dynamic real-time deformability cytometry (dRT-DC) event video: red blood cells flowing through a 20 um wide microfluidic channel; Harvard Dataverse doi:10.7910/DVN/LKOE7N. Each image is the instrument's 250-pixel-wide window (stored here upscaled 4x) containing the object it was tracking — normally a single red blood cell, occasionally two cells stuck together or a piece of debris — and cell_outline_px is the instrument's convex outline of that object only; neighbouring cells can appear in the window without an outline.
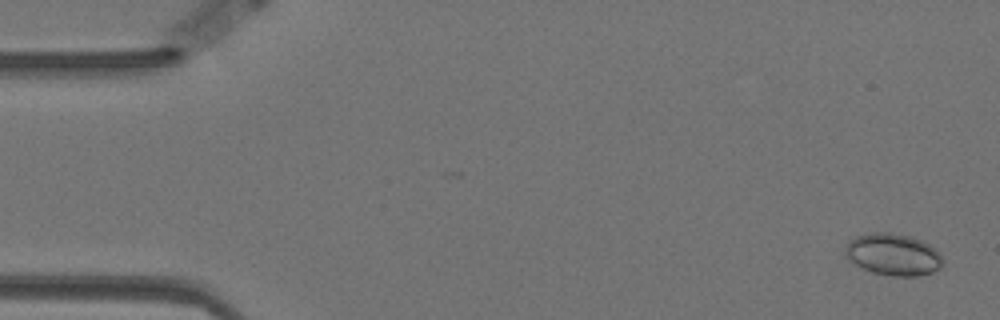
{"species": "Egyptian fruit bat (a non-hibernating species)", "species_latin": "Rousettus aegyptiacus", "temperature_condition": "warm", "stored_images_in_passage": 58, "camera_frame_rate_fps": 3000, "um_per_image_px": 0.085, "animal": {"sex": "female"}, "frame": {"image": 1, "passage_image": 2, "time_ms": 0.333, "image_size_px": [1000, 320], "cell_outline_px": [[944, 260], [940, 268], [932, 272], [920, 276], [892, 276], [872, 272], [856, 264], [844, 252], [848, 240], [856, 236], [872, 232], [888, 232], [908, 236], [920, 240], [936, 248], [940, 252]], "centroid_in_image_um": [75.95, 21.63], "position_along_channel_um": 9.0, "area_um2": 23.76}}
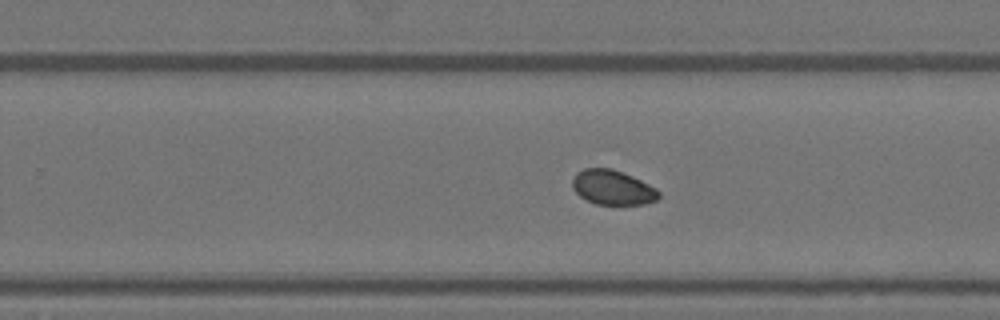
{"frame": {"image": 2, "passage_image": 36, "time_ms": 11.667, "image_size_px": [1000, 320], "cell_outline_px": [[660, 196], [656, 200], [644, 204], [596, 204], [580, 196], [572, 188], [572, 176], [576, 172], [584, 168], [612, 168], [632, 176], [656, 188], [660, 192]], "centroid_in_image_um": [52.05, 15.92], "position_along_channel_um": 277.8, "area_um2": 17.46}}
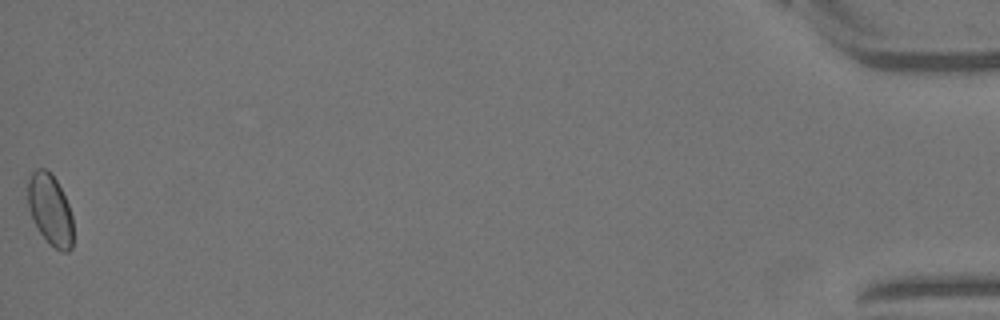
{"frame": {"image": 3, "passage_image": 58, "time_ms": 19.0, "image_size_px": [1000, 320], "cell_outline_px": [[72, 248], [68, 252], [60, 252], [40, 232], [28, 208], [28, 180], [32, 172], [36, 168], [44, 168], [56, 180], [68, 204], [72, 216]], "centroid_in_image_um": [4.27, 17.82], "position_along_channel_um": 430.9, "area_um2": 18.32}, "authors_computed_cell_mechanics": {"area_um2": 18.3226, "velocity_mm_per_s": 3.4741, "shape_relaxation_time_tau1_ms": null, "shape_relaxation_time_tau2_ms": 7.8554, "deformation_change_tau1": null, "deformation_change_tau2": 0.0495}}